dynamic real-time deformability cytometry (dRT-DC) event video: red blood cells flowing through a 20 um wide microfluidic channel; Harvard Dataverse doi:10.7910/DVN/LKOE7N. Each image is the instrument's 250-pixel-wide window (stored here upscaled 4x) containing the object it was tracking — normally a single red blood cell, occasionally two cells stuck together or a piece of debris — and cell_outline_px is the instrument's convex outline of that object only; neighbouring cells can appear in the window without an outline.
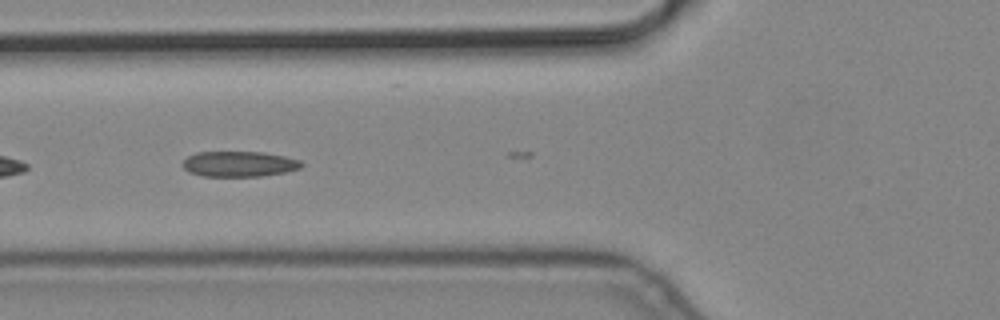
{"species": "common noctule bat (a hibernating species)", "species_latin": "Nyctalus noctula", "temperature_condition": "cold", "stored_images_in_passage": 3, "camera_frame_rate_fps": 3000, "um_per_image_px": 0.085, "animal": {"sex": "male", "body_mass_g": 19.2, "forearm_length_mm": 51.8}, "frame": {"image": 1, "passage_image": 2, "time_ms": 0.333, "image_size_px": [1000, 320], "cell_outline_px": [[304, 164], [300, 168], [284, 172], [260, 176], [204, 176], [188, 172], [180, 164], [188, 156], [196, 152], [264, 152], [284, 156], [300, 160]], "centroid_in_image_um": [20.3, 13.93], "position_along_channel_um": 105.5, "area_um2": 17.63}}